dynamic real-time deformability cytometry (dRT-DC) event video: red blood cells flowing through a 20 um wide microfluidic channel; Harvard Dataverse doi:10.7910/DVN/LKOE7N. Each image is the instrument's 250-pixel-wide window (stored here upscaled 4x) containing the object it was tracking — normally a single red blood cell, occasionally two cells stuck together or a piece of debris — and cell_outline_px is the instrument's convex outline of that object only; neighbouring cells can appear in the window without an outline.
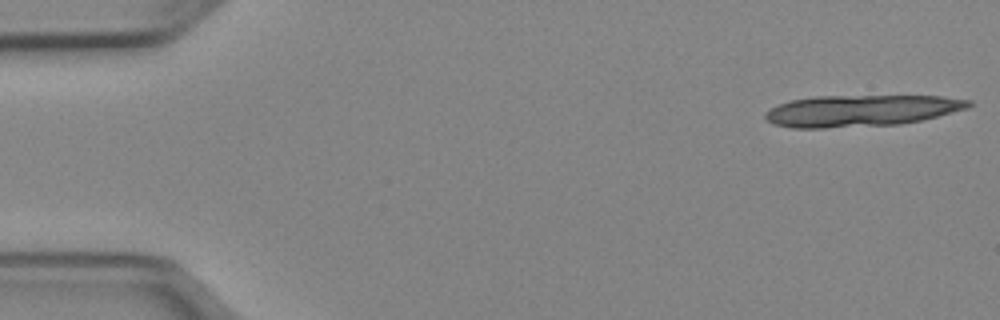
{"species": "Egyptian fruit bat (a non-hibernating species)", "species_latin": "Rousettus aegyptiacus", "temperature_condition": "cold", "stored_images_in_passage": 7, "camera_frame_rate_fps": 3000, "um_per_image_px": 0.085, "animal": {"sex": "female"}, "frame": {"image": 1, "passage_image": 1, "time_ms": 0.0, "image_size_px": [1000, 320], "cell_outline_px": [[972, 104], [968, 108], [920, 120], [900, 124], [824, 128], [792, 128], [772, 124], [764, 116], [764, 112], [780, 104], [792, 100], [816, 96], [940, 96], [972, 100]], "centroid_in_image_um": [73.17, 9.41], "position_along_channel_um": 11.8, "area_um2": 37.17}}